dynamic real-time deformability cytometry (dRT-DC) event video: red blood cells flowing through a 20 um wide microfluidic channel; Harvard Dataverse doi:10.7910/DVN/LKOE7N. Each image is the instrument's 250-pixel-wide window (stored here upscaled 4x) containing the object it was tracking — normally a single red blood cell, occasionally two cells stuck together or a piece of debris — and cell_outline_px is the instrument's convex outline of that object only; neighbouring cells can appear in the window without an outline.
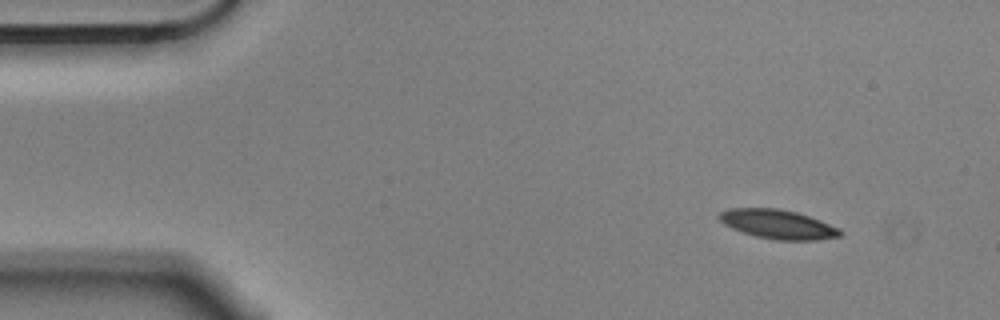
{"species": "Egyptian fruit bat (a non-hibernating species)", "species_latin": "Rousettus aegyptiacus", "temperature_condition": "cold", "stored_images_in_passage": 4, "camera_frame_rate_fps": 3000, "um_per_image_px": 0.085, "animal": {"sex": "male"}, "frame": {"image": 1, "passage_image": 1, "time_ms": 0.0, "image_size_px": [1000, 320], "cell_outline_px": [[840, 236], [816, 240], [776, 240], [756, 236], [732, 228], [724, 224], [716, 216], [720, 212], [728, 208], [776, 208], [796, 212], [820, 220], [840, 228]], "centroid_in_image_um": [66.09, 19.05], "position_along_channel_um": 18.9, "area_um2": 20.4}}
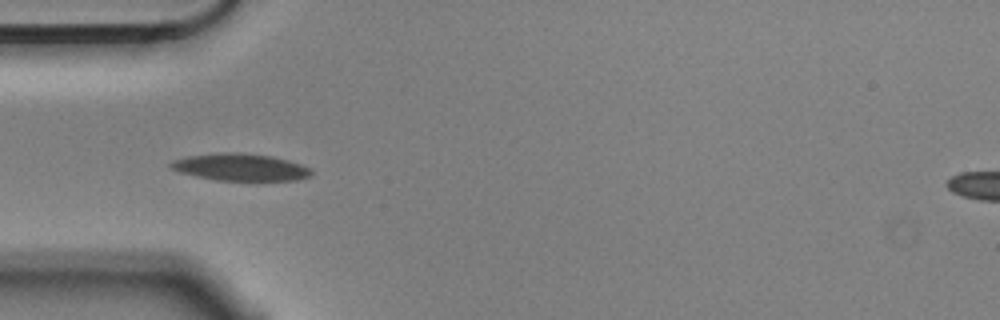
{"frame": {"image": 2, "passage_image": 4, "time_ms": 1.0, "image_size_px": [1000, 320], "cell_outline_px": [[312, 176], [296, 180], [216, 180], [196, 176], [180, 172], [168, 168], [168, 164], [172, 160], [188, 156], [220, 152], [240, 152], [272, 156], [288, 160], [300, 164], [308, 168], [312, 172]], "centroid_in_image_um": [20.39, 14.2], "position_along_channel_um": 64.6, "area_um2": 22.25}}